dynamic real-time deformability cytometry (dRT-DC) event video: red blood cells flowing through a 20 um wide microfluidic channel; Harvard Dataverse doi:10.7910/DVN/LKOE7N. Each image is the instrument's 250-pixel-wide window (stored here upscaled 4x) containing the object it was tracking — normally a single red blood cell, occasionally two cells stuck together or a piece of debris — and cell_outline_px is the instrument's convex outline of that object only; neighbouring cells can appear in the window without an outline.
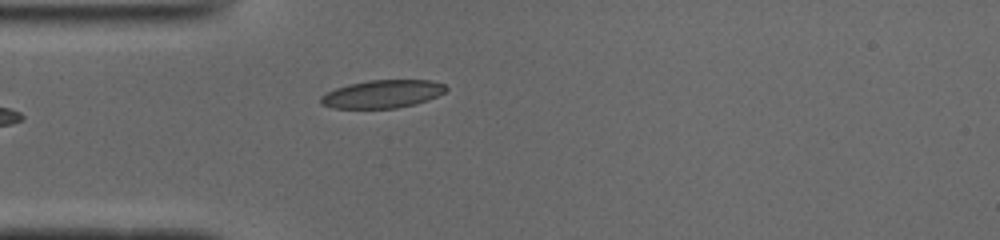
{"species": "common noctule bat (a hibernating species)", "species_latin": "Nyctalus noctula", "temperature_condition": "cold", "stored_images_in_passage": 23, "camera_frame_rate_fps": 3000, "um_per_image_px": 0.085, "animal": {"sex": "male", "body_mass_g": 19.0, "forearm_length_mm": 50.8}, "frame": {"image": 1, "passage_image": 1, "time_ms": 0.0, "image_size_px": [1000, 240], "cell_outline_px": [[448, 88], [444, 92], [428, 100], [416, 104], [396, 108], [332, 108], [320, 104], [320, 96], [336, 88], [348, 84], [368, 80], [432, 80], [444, 84]], "centroid_in_image_um": [32.5, 7.99], "position_along_channel_um": 52.5, "area_um2": 20.46}}